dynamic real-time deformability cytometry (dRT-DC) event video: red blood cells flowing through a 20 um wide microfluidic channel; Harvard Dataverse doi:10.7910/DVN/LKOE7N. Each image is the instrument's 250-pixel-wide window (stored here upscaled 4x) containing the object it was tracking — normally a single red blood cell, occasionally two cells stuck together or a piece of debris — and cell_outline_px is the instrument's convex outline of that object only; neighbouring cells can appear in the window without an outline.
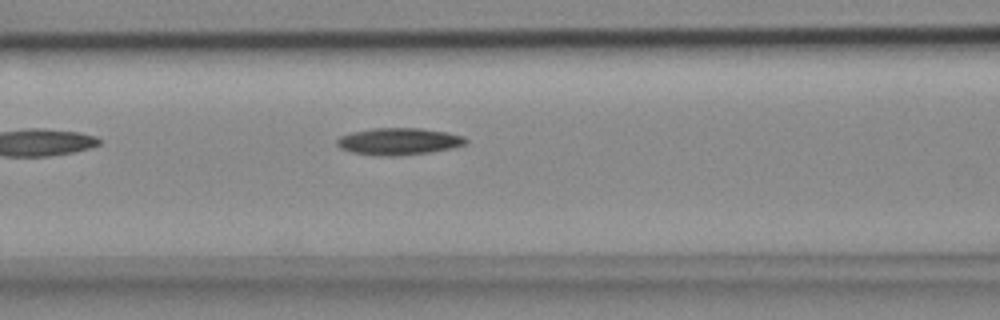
{"species": "common noctule bat (a hibernating species)", "species_latin": "Nyctalus noctula", "temperature_condition": "cold", "stored_images_in_passage": 4, "camera_frame_rate_fps": 3000, "um_per_image_px": 0.085, "animal": {"sex": "female", "body_mass_g": 18.4}, "frame": {"image": 1, "passage_image": 3, "time_ms": 0.667, "image_size_px": [1000, 320], "cell_outline_px": [[468, 140], [464, 144], [452, 148], [428, 152], [400, 156], [376, 156], [352, 152], [340, 148], [336, 144], [336, 140], [340, 136], [352, 132], [372, 128], [420, 128], [448, 132], [464, 136]], "centroid_in_image_um": [33.87, 12.02], "position_along_channel_um": 132.7, "area_um2": 20.35}}